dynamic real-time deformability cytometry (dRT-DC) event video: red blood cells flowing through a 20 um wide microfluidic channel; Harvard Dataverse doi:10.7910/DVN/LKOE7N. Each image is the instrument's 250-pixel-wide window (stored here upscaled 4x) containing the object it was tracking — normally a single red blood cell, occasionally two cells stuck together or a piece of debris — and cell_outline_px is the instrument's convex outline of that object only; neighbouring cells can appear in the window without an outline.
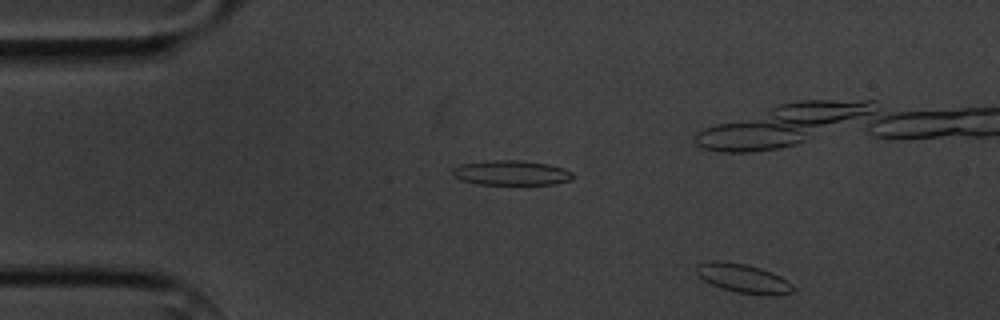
{"species": "common noctule bat (a hibernating species)", "species_latin": "Nyctalus noctula", "temperature_condition": "cold", "stored_images_in_passage": 4, "camera_frame_rate_fps": 3000, "um_per_image_px": 0.085, "animal": {"sex": "male", "body_mass_g": 20.1, "forearm_length_mm": 53.5}, "frame": {"image": 1, "passage_image": 4, "time_ms": 3.333, "image_size_px": [1000, 320], "cell_outline_px": [[796, 288], [792, 292], [776, 296], [768, 296], [736, 292], [720, 288], [704, 280], [696, 272], [696, 264], [712, 260], [720, 260], [744, 264], [760, 268], [780, 276], [792, 284]], "centroid_in_image_um": [63.18, 23.67], "position_along_channel_um": 21.8, "area_um2": 16.42}}